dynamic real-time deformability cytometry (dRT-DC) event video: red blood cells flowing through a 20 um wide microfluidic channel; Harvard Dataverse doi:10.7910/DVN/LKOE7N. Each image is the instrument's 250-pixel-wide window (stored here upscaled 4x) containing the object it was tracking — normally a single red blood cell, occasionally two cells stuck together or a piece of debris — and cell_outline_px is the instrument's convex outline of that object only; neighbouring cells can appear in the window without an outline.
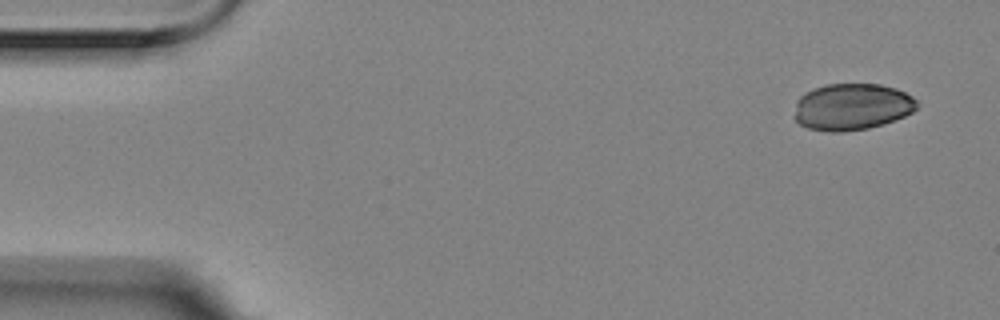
{"species": "Egyptian fruit bat (a non-hibernating species)", "species_latin": "Rousettus aegyptiacus", "temperature_condition": "room temperature", "stored_images_in_passage": 6, "camera_frame_rate_fps": 3000, "um_per_image_px": 0.085, "animal": {"sex": "female"}, "frame": {"image": 1, "passage_image": 1, "time_ms": 0.0, "image_size_px": [1000, 320], "cell_outline_px": [[916, 108], [912, 112], [904, 116], [884, 124], [868, 128], [844, 132], [832, 132], [808, 128], [800, 124], [792, 116], [796, 100], [800, 96], [816, 88], [828, 84], [880, 84], [896, 88], [912, 96], [916, 100]], "centroid_in_image_um": [72.39, 9.09], "position_along_channel_um": 12.6, "area_um2": 33.41}}
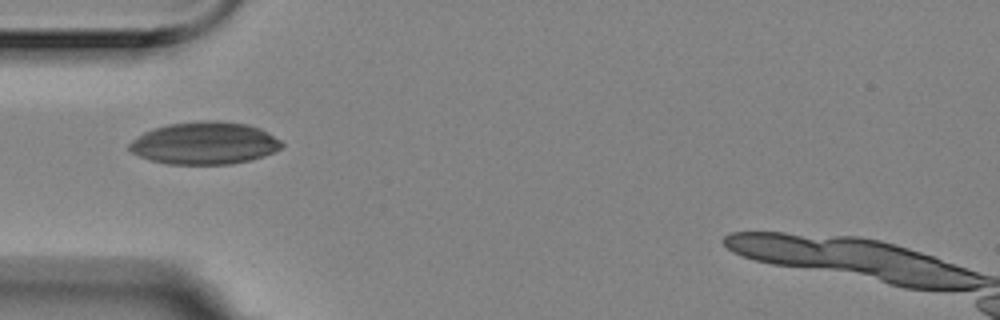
{"frame": {"image": 2, "passage_image": 5, "time_ms": 1.333, "image_size_px": [1000, 320], "cell_outline_px": [[284, 144], [280, 148], [264, 156], [252, 160], [232, 164], [168, 164], [152, 160], [140, 156], [132, 152], [128, 148], [128, 144], [136, 136], [152, 128], [168, 124], [200, 120], [220, 120], [248, 124], [260, 128], [268, 132], [280, 140]], "centroid_in_image_um": [17.39, 12.15], "position_along_channel_um": 67.6, "area_um2": 37.92}}
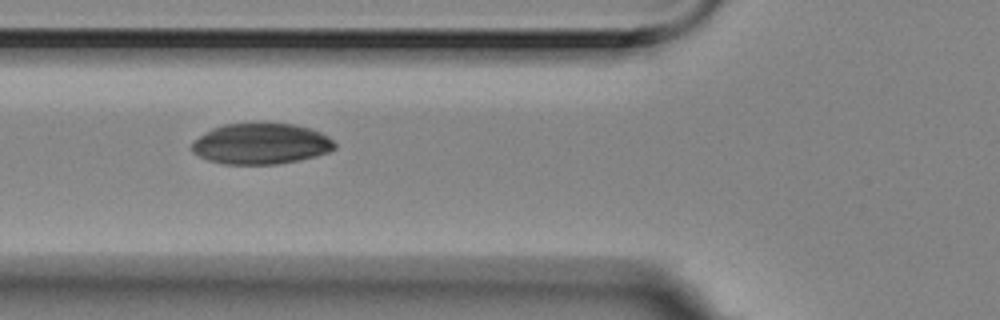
{"frame": {"image": 3, "passage_image": 6, "time_ms": 1.667, "image_size_px": [1000, 320], "cell_outline_px": [[336, 148], [328, 152], [316, 156], [276, 164], [224, 164], [208, 160], [192, 152], [192, 144], [200, 136], [212, 128], [224, 124], [292, 124], [312, 128], [328, 136], [336, 144]], "centroid_in_image_um": [22.2, 12.22], "position_along_channel_um": 103.6, "area_um2": 33.7}}